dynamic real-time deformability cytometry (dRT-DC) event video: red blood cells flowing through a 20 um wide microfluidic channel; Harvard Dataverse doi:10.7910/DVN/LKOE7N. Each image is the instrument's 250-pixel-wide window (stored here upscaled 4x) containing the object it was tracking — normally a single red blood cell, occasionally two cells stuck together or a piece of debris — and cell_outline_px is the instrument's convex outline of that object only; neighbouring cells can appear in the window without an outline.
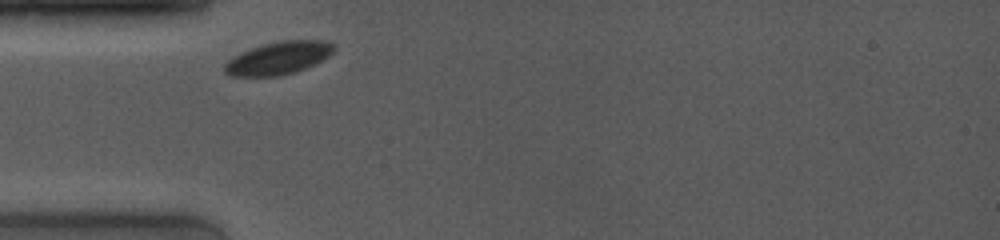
{"species": "common noctule bat (a hibernating species)", "species_latin": "Nyctalus noctula", "temperature_condition": "room temperature", "stored_images_in_passage": 16, "camera_frame_rate_fps": 4000, "um_per_image_px": 0.085, "animal": {"sex": "female", "body_mass_g": 19.0, "forearm_length_mm": 53.3}, "frame": {"image": 1, "passage_image": 1, "time_ms": 0.0, "image_size_px": [1000, 240], "cell_outline_px": [[332, 52], [328, 56], [296, 72], [276, 76], [232, 76], [224, 72], [224, 64], [232, 56], [240, 52], [264, 44], [280, 40], [324, 40], [332, 44]], "centroid_in_image_um": [23.6, 4.93], "position_along_channel_um": 61.4, "area_um2": 20.58}}
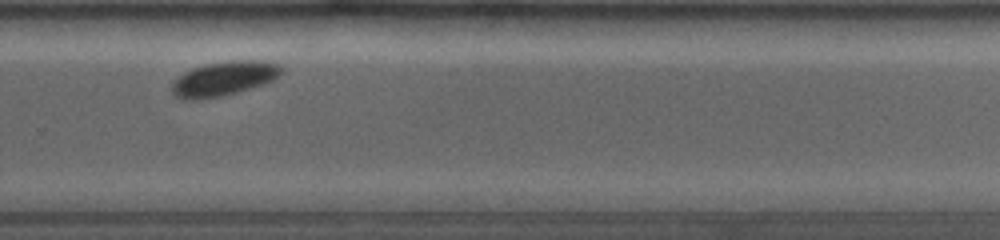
{"frame": {"image": 2, "passage_image": 12, "time_ms": 6.75, "image_size_px": [1000, 240], "cell_outline_px": [[284, 72], [280, 76], [272, 80], [236, 92], [220, 96], [192, 100], [184, 100], [176, 96], [172, 92], [172, 84], [184, 72], [192, 68], [204, 64], [232, 60], [264, 60], [280, 64], [284, 68]], "centroid_in_image_um": [19.07, 6.65], "position_along_channel_um": 310.7, "area_um2": 21.85}}
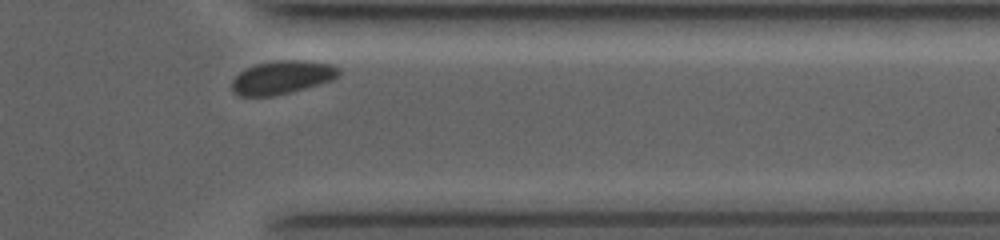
{"frame": {"image": 3, "passage_image": 15, "time_ms": 8.75, "image_size_px": [1000, 240], "cell_outline_px": [[340, 72], [332, 80], [320, 84], [272, 96], [240, 96], [232, 88], [232, 80], [240, 72], [256, 64], [284, 60], [308, 60], [332, 64], [340, 68]], "centroid_in_image_um": [24.01, 6.57], "position_along_channel_um": 387.4, "area_um2": 20.46}, "authors_computed_cell_mechanics": {"area_um2": 21.7328, "velocity_mm_per_s": 3.7355, "shape_relaxation_time_tau1_ms": 0.4343, "shape_relaxation_time_tau2_ms": null, "deformation_change_tau1": 0.0317, "deformation_change_tau2": null}}